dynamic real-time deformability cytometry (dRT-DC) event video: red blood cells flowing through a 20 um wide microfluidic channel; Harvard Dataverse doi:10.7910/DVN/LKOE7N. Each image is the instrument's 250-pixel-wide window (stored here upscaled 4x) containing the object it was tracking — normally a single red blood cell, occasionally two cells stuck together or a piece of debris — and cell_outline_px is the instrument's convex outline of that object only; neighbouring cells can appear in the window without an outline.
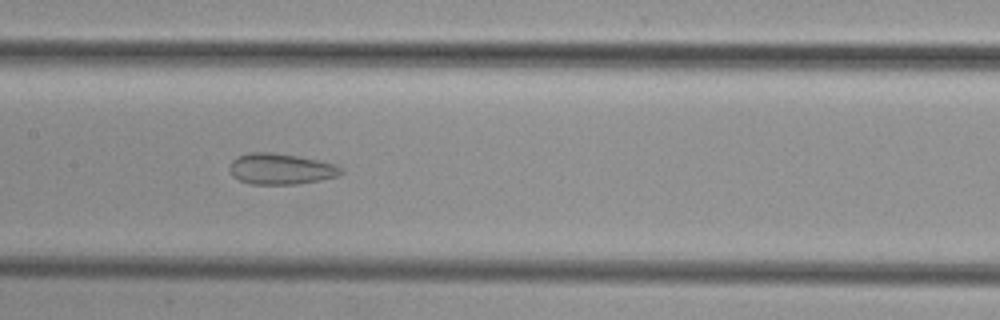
{"species": "common noctule bat (a hibernating species)", "species_latin": "Nyctalus noctula", "temperature_condition": "cold", "stored_images_in_passage": 49, "segment_of_instrument_passage": [1, 2], "camera_frame_rate_fps": 3000, "um_per_image_px": 0.085, "animal": {"sex": "female", "body_mass_g": 29.2, "forearm_length_mm": 56.3}, "frame": {"image": 1, "passage_image": 24, "time_ms": 7.667, "image_size_px": [1000, 320], "cell_outline_px": [[344, 172], [340, 176], [320, 180], [296, 184], [252, 184], [240, 180], [232, 176], [228, 168], [232, 160], [236, 156], [248, 152], [272, 152], [296, 156], [336, 164]], "centroid_in_image_um": [23.84, 14.35], "position_along_channel_um": 183.6, "area_um2": 20.17}}
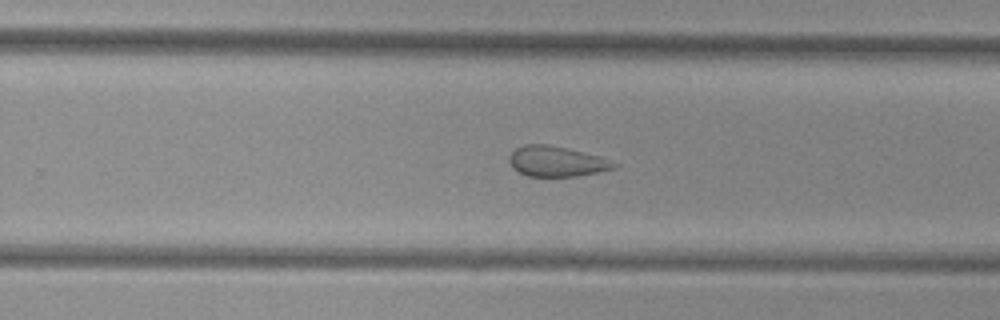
{"frame": {"image": 2, "passage_image": 31, "time_ms": 10.0, "image_size_px": [1000, 320], "cell_outline_px": [[620, 164], [616, 168], [600, 172], [576, 176], [528, 176], [512, 168], [508, 160], [508, 156], [516, 148], [524, 144], [544, 144], [564, 148], [600, 156]], "centroid_in_image_um": [47.31, 13.72], "position_along_channel_um": 282.5, "area_um2": 18.5}}
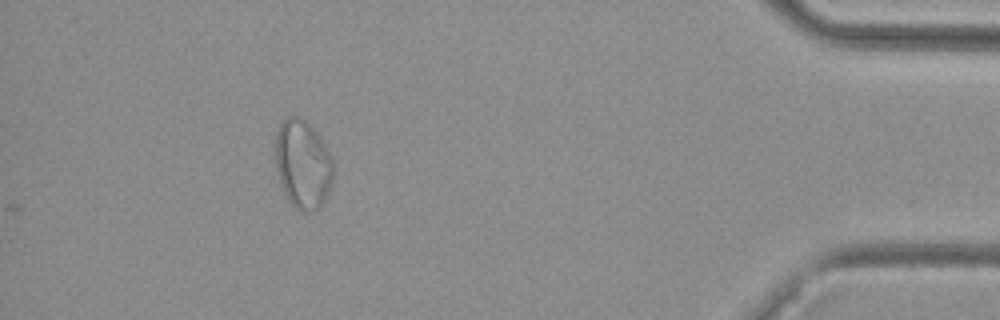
{"frame": {"image": 3, "passage_image": 44, "time_ms": 14.333, "image_size_px": [1000, 320], "cell_outline_px": [[336, 168], [328, 196], [320, 208], [316, 212], [300, 212], [292, 208], [280, 184], [276, 172], [272, 144], [276, 132], [280, 124], [288, 116], [296, 116], [304, 120], [320, 136], [332, 156]], "centroid_in_image_um": [25.73, 14.01], "position_along_channel_um": 409.5, "area_um2": 31.33}}